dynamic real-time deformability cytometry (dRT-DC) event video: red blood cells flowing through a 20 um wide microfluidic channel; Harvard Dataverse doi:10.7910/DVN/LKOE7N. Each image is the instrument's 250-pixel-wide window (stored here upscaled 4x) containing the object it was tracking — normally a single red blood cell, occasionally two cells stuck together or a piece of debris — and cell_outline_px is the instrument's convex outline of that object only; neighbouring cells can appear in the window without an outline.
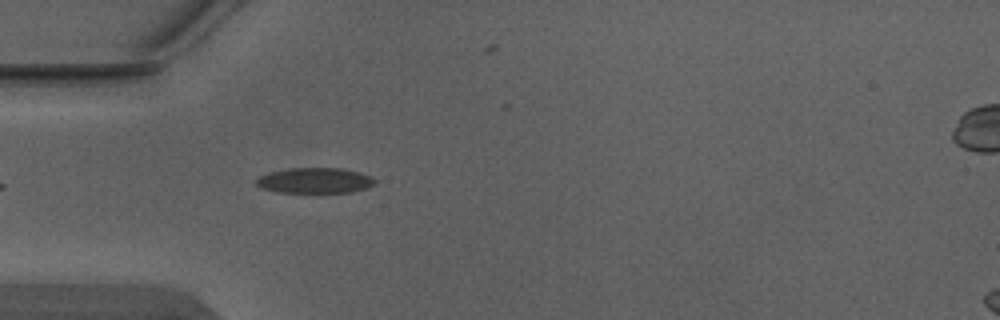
{"species": "Egyptian fruit bat (a non-hibernating species)", "species_latin": "Rousettus aegyptiacus", "temperature_condition": "warm", "stored_images_in_passage": 4, "camera_frame_rate_fps": 3000, "um_per_image_px": 0.085, "animal": {"sex": "male"}, "frame": {"image": 1, "passage_image": 2, "time_ms": 0.333, "image_size_px": [1000, 320], "cell_outline_px": [[376, 180], [372, 184], [364, 188], [352, 192], [320, 196], [276, 192], [264, 188], [256, 184], [256, 180], [260, 176], [272, 172], [288, 168], [340, 168], [356, 172], [368, 176]], "centroid_in_image_um": [26.73, 15.41], "position_along_channel_um": 58.3, "area_um2": 18.21}}